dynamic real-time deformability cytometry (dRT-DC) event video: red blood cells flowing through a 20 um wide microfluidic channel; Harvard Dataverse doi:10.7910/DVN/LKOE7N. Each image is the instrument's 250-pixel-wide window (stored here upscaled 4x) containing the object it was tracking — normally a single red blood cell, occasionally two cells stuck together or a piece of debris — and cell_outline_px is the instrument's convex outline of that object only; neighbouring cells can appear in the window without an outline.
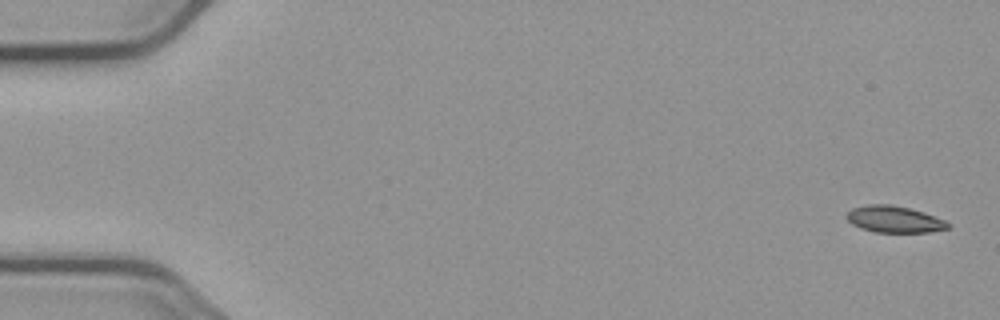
{"species": "common noctule bat (a hibernating species)", "species_latin": "Nyctalus noctula", "temperature_condition": "cold", "stored_images_in_passage": 3, "camera_frame_rate_fps": 3000, "um_per_image_px": 0.085, "animal": {"sex": "male", "body_mass_g": 23.1, "forearm_length_mm": 52.7}, "frame": {"image": 1, "passage_image": 1, "time_ms": 0.0, "image_size_px": [1000, 320], "cell_outline_px": [[948, 228], [928, 232], [872, 232], [860, 228], [852, 224], [844, 216], [852, 208], [868, 204], [888, 204], [908, 208], [924, 212], [944, 220], [948, 224]], "centroid_in_image_um": [75.95, 18.64], "position_along_channel_um": 9.0, "area_um2": 15.61}}
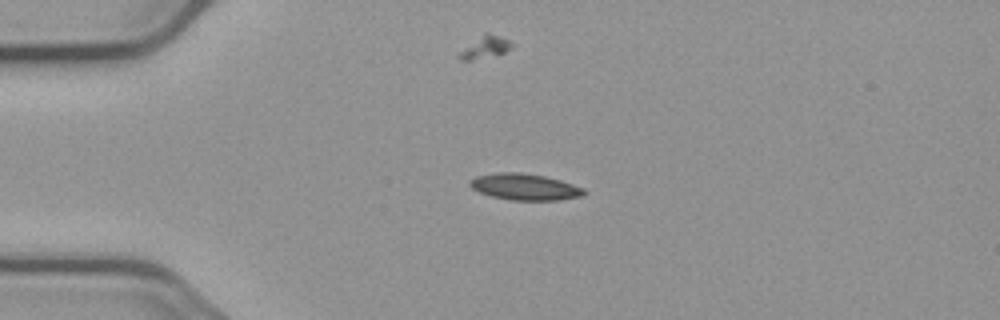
{"frame": {"image": 2, "passage_image": 2, "time_ms": 4.0, "image_size_px": [1000, 320], "cell_outline_px": [[588, 192], [584, 196], [556, 200], [512, 200], [492, 196], [480, 192], [472, 188], [468, 184], [476, 176], [496, 172], [520, 172], [544, 176], [560, 180], [584, 188]], "centroid_in_image_um": [44.64, 15.88], "position_along_channel_um": 40.4, "area_um2": 17.51}}